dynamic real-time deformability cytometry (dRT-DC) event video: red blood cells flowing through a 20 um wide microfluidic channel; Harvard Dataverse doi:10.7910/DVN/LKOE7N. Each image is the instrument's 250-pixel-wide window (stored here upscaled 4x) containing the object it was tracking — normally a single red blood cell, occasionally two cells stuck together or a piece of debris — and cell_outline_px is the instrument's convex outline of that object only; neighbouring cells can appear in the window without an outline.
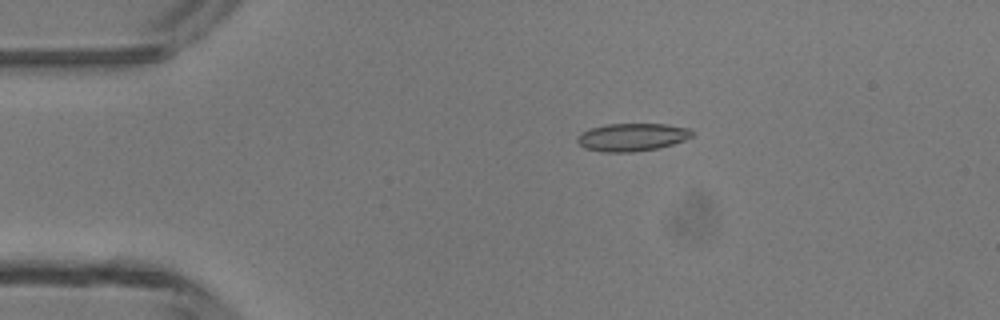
{"species": "common noctule bat (a hibernating species)", "species_latin": "Nyctalus noctula", "temperature_condition": "room temperature", "stored_images_in_passage": 4, "camera_frame_rate_fps": 3000, "um_per_image_px": 0.085, "animal": {"sex": "male", "body_mass_g": 13.3}, "frame": {"image": 1, "passage_image": 3, "time_ms": 2.333, "image_size_px": [1000, 320], "cell_outline_px": [[692, 136], [684, 140], [672, 144], [656, 148], [632, 152], [600, 152], [584, 148], [576, 140], [580, 132], [592, 128], [608, 124], [664, 124], [692, 128]], "centroid_in_image_um": [53.71, 11.66], "position_along_channel_um": 31.3, "area_um2": 18.55}}